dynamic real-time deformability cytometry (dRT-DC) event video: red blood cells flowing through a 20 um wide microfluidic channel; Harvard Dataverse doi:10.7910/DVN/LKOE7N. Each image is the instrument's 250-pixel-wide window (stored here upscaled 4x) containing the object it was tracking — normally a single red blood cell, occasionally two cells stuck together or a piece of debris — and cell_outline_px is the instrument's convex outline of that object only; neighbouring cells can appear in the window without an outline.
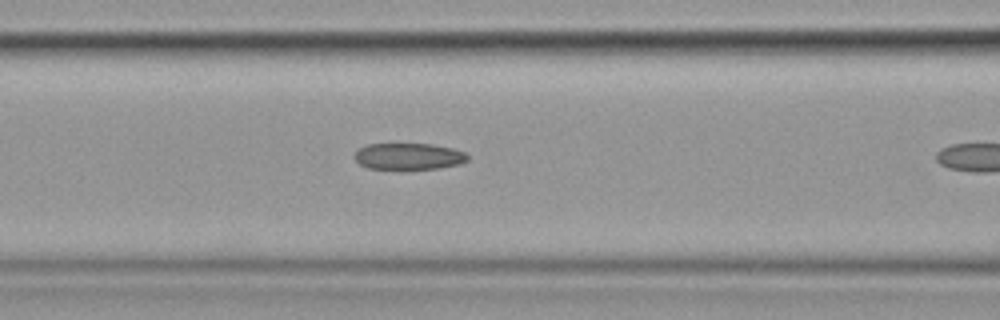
{"species": "common noctule bat (a hibernating species)", "species_latin": "Nyctalus noctula", "temperature_condition": "cold", "stored_images_in_passage": 10, "camera_frame_rate_fps": 3000, "um_per_image_px": 0.085, "animal": {"sex": "female", "body_mass_g": 19.9}, "frame": {"image": 1, "passage_image": 9, "time_ms": 2.667, "image_size_px": [1000, 320], "cell_outline_px": [[468, 160], [460, 164], [440, 168], [368, 168], [360, 164], [352, 156], [360, 148], [368, 144], [432, 144], [452, 148], [464, 152], [468, 156]], "centroid_in_image_um": [34.74, 13.28], "position_along_channel_um": 131.9, "area_um2": 17.22}}